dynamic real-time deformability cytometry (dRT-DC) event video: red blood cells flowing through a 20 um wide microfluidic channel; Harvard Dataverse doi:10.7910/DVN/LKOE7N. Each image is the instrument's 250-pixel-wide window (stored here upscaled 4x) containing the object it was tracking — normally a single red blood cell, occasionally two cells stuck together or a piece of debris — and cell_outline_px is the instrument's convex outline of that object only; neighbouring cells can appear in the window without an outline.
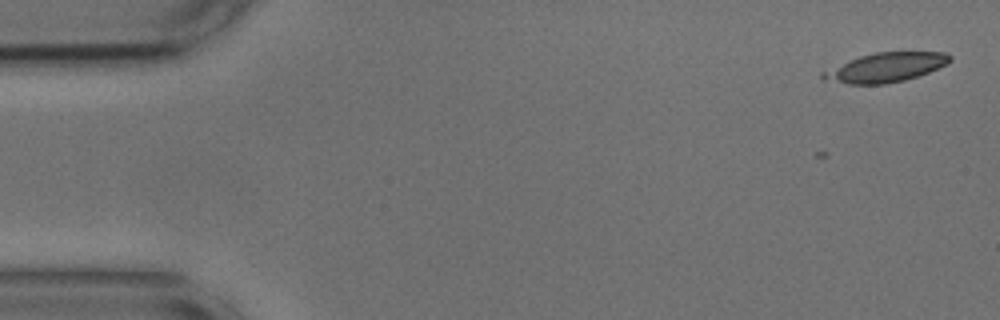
{"species": "common noctule bat (a hibernating species)", "species_latin": "Nyctalus noctula", "temperature_condition": "cold", "stored_images_in_passage": 19, "camera_frame_rate_fps": 3000, "um_per_image_px": 0.085, "animal": {"sex": "male", "body_mass_g": 17.9, "forearm_length_mm": 54.2}, "frame": {"image": 1, "passage_image": 1, "time_ms": 0.0, "image_size_px": [1000, 320], "cell_outline_px": [[952, 60], [948, 64], [928, 72], [904, 80], [884, 84], [848, 84], [824, 80], [820, 76], [820, 72], [860, 56], [876, 52], [944, 52], [952, 56]], "centroid_in_image_um": [75.28, 5.73], "position_along_channel_um": 9.7, "area_um2": 21.56}}